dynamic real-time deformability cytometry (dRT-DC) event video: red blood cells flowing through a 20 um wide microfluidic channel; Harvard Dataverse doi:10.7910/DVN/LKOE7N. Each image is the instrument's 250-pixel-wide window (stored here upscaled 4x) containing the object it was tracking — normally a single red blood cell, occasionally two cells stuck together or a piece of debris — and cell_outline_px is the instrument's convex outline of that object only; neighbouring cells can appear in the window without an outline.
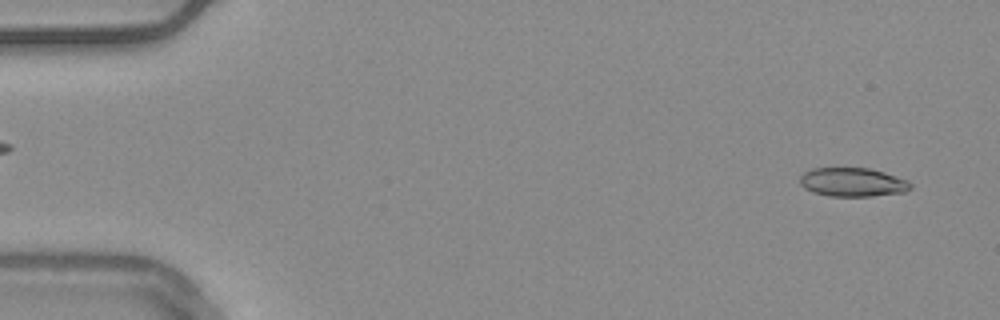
{"species": "common noctule bat (a hibernating species)", "species_latin": "Nyctalus noctula", "temperature_condition": "warm", "stored_images_in_passage": 54, "camera_frame_rate_fps": 3000, "um_per_image_px": 0.085, "animal": {"sex": "male", "body_mass_g": 20.4}, "frame": {"image": 1, "passage_image": 3, "time_ms": 0.667, "image_size_px": [1000, 320], "cell_outline_px": [[912, 188], [904, 192], [872, 196], [828, 196], [812, 192], [804, 188], [800, 184], [800, 176], [804, 172], [812, 168], [868, 168], [884, 172], [908, 180], [912, 184]], "centroid_in_image_um": [72.47, 15.49], "position_along_channel_um": 12.5, "area_um2": 18.67}}
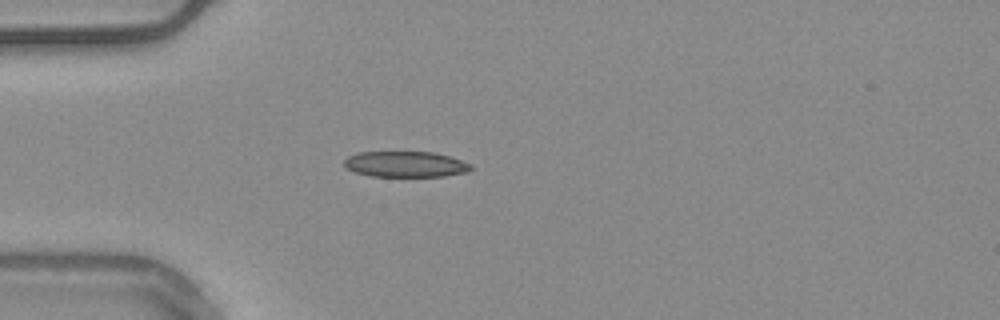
{"frame": {"image": 2, "passage_image": 15, "time_ms": 4.667, "image_size_px": [1000, 320], "cell_outline_px": [[472, 168], [468, 172], [444, 176], [372, 176], [356, 172], [344, 168], [344, 160], [348, 156], [360, 152], [432, 152], [448, 156], [472, 164]], "centroid_in_image_um": [34.46, 13.96], "position_along_channel_um": 50.5, "area_um2": 18.96}}
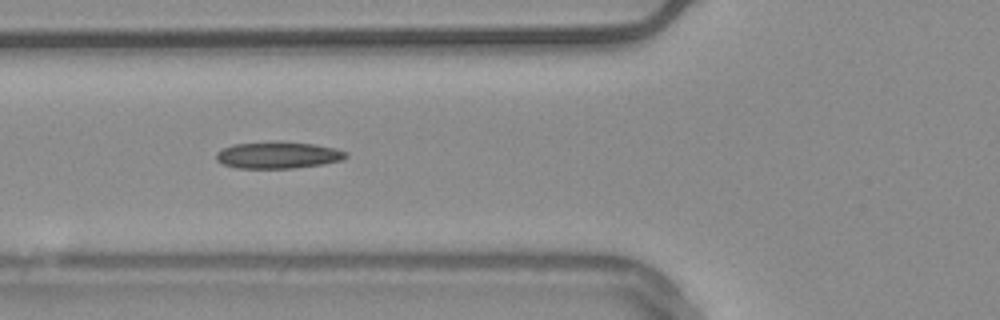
{"frame": {"image": 3, "passage_image": 20, "time_ms": 6.333, "image_size_px": [1000, 320], "cell_outline_px": [[348, 156], [344, 160], [320, 164], [292, 168], [236, 168], [224, 164], [216, 160], [216, 152], [224, 148], [236, 144], [276, 140], [280, 140], [312, 144], [336, 148], [348, 152]], "centroid_in_image_um": [23.65, 13.17], "position_along_channel_um": 102.1, "area_um2": 20.4}, "authors_computed_cell_mechanics": {"area_um2": 19.0451, "velocity_mm_per_s": 3.789, "shape_relaxation_time_tau1_ms": null, "shape_relaxation_time_tau2_ms": 5.0847, "deformation_change_tau1": null, "deformation_change_tau2": 0.1369}}